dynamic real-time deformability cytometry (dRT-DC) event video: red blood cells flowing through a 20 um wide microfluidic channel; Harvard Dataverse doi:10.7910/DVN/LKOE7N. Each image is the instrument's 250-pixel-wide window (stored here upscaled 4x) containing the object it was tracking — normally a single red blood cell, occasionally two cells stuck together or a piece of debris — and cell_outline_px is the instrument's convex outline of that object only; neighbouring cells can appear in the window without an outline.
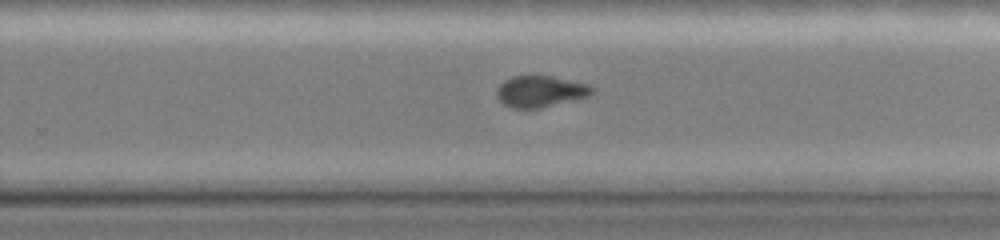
{"species": "common noctule bat (a hibernating species)", "species_latin": "Nyctalus noctula", "temperature_condition": "cold", "stored_images_in_passage": 47, "camera_frame_rate_fps": 3000, "um_per_image_px": 0.085, "animal": {"sex": "female", "body_mass_g": 19.0, "forearm_length_mm": 51.5}, "frame": {"image": 1, "passage_image": 30, "time_ms": 9.667, "image_size_px": [1000, 240], "cell_outline_px": [[592, 92], [588, 96], [540, 108], [512, 108], [504, 104], [496, 96], [496, 88], [504, 80], [512, 76], [552, 76], [588, 84], [592, 88]], "centroid_in_image_um": [45.88, 7.76], "position_along_channel_um": 283.9, "area_um2": 17.22}}
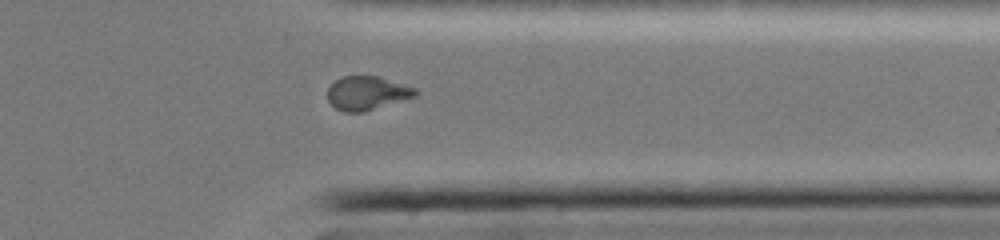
{"frame": {"image": 2, "passage_image": 37, "time_ms": 12.0, "image_size_px": [1000, 240], "cell_outline_px": [[416, 96], [364, 112], [344, 112], [336, 108], [328, 100], [328, 88], [336, 80], [344, 76], [380, 76], [416, 88]], "centroid_in_image_um": [31.2, 7.91], "position_along_channel_um": 380.2, "area_um2": 17.17}}
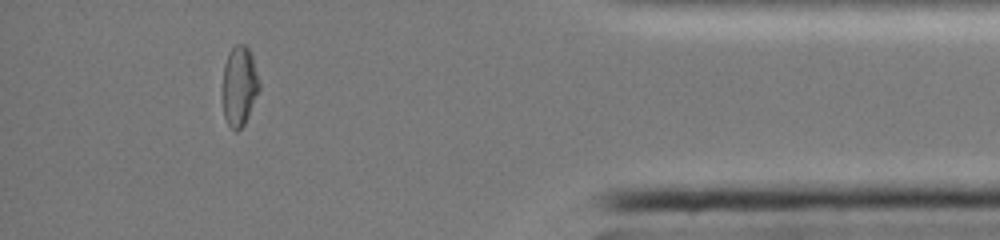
{"frame": {"image": 3, "passage_image": 42, "time_ms": 13.667, "image_size_px": [1000, 240], "cell_outline_px": [[260, 88], [248, 116], [244, 124], [236, 132], [228, 124], [224, 116], [224, 64], [228, 52], [236, 44], [244, 44], [248, 48], [252, 56], [260, 84]], "centroid_in_image_um": [20.36, 7.29], "position_along_channel_um": 414.8, "area_um2": 16.7}}